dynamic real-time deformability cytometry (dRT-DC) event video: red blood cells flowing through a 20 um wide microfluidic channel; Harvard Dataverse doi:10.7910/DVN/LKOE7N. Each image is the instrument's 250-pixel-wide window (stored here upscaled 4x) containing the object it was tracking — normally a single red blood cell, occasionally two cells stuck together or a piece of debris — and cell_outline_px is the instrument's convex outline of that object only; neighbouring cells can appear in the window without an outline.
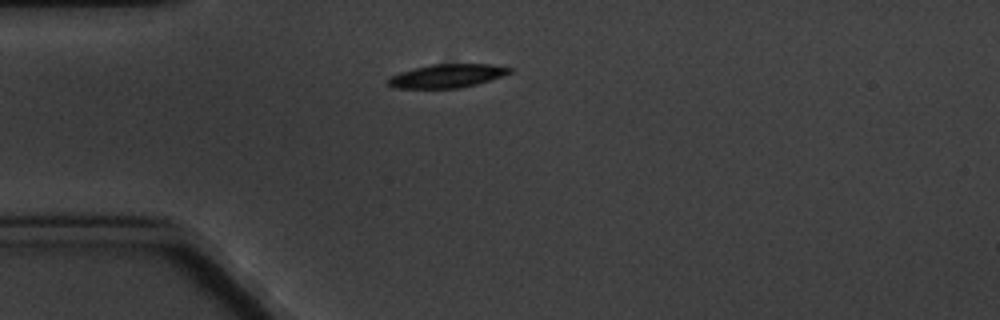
{"species": "common noctule bat (a hibernating species)", "species_latin": "Nyctalus noctula", "temperature_condition": "cold", "stored_images_in_passage": 3, "camera_frame_rate_fps": 3000, "um_per_image_px": 0.085, "animal": {"sex": "male", "body_mass_g": 20.1, "forearm_length_mm": 53.5}, "frame": {"image": 1, "passage_image": 3, "time_ms": 2.333, "image_size_px": [1000, 320], "cell_outline_px": [[512, 72], [476, 84], [460, 88], [396, 88], [388, 84], [384, 80], [400, 72], [432, 64], [488, 64], [512, 68]], "centroid_in_image_um": [37.96, 6.45], "position_along_channel_um": 47.0, "area_um2": 16.42}}